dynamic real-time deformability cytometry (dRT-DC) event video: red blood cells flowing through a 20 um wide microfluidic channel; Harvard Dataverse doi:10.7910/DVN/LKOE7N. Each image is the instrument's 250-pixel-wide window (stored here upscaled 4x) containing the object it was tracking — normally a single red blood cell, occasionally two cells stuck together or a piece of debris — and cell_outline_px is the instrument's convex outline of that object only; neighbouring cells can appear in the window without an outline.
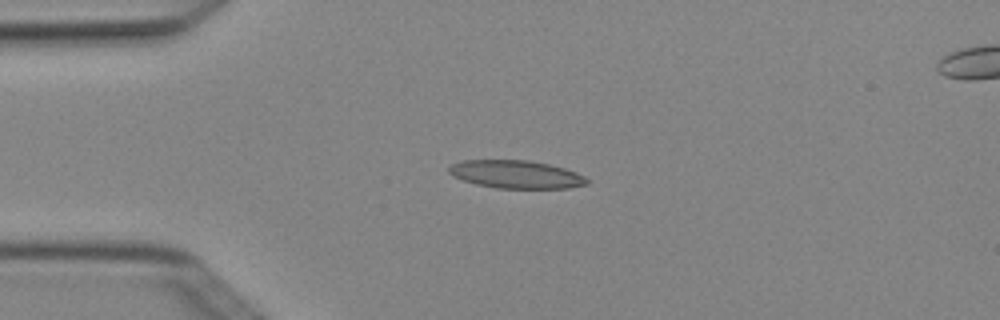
{"species": "Egyptian fruit bat (a non-hibernating species)", "species_latin": "Rousettus aegyptiacus", "temperature_condition": "cold", "stored_images_in_passage": 5, "camera_frame_rate_fps": 3000, "um_per_image_px": 0.085, "animal": {"sex": "female"}, "frame": {"image": 1, "passage_image": 3, "time_ms": 0.667, "image_size_px": [1000, 320], "cell_outline_px": [[588, 184], [568, 188], [496, 188], [476, 184], [452, 176], [448, 172], [448, 168], [452, 164], [464, 160], [528, 160], [548, 164], [564, 168], [576, 172], [584, 176], [588, 180]], "centroid_in_image_um": [43.86, 14.82], "position_along_channel_um": 41.1, "area_um2": 22.43}}
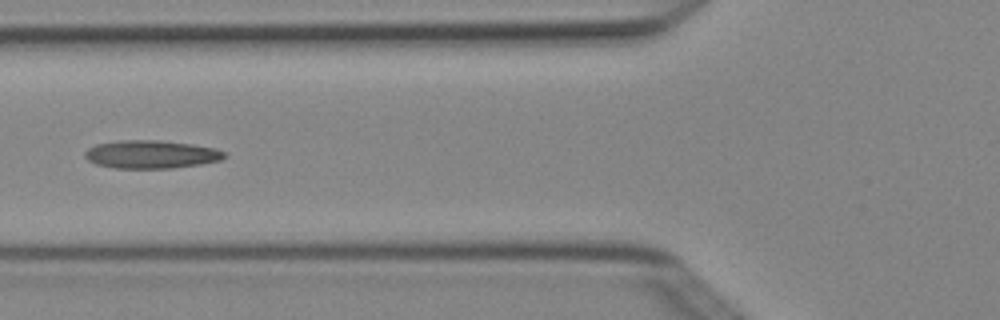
{"frame": {"image": 2, "passage_image": 5, "time_ms": 1.333, "image_size_px": [1000, 320], "cell_outline_px": [[228, 156], [220, 160], [200, 164], [172, 168], [116, 168], [96, 164], [88, 160], [84, 156], [84, 152], [88, 148], [96, 144], [120, 140], [160, 140], [192, 144], [216, 148], [224, 152]], "centroid_in_image_um": [12.85, 13.11], "position_along_channel_um": 113.0, "area_um2": 22.89}}